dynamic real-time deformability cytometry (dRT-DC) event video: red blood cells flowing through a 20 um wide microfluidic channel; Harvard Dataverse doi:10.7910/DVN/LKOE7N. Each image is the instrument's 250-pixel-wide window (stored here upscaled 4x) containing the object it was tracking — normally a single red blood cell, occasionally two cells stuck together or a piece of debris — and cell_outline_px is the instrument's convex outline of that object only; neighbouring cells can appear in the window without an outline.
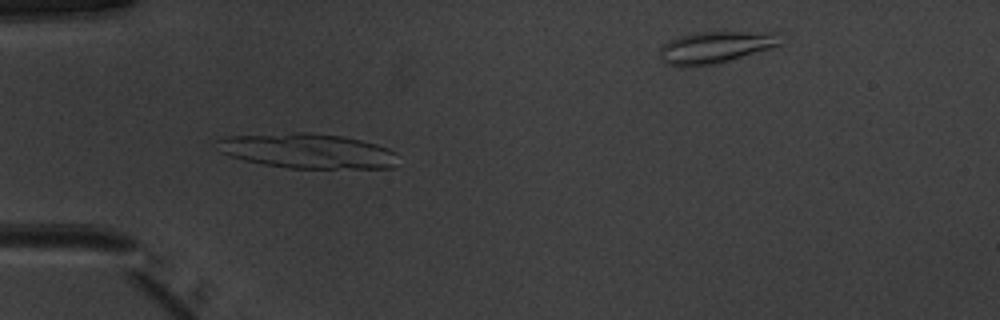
{"species": "common noctule bat (a hibernating species)", "species_latin": "Nyctalus noctula", "temperature_condition": "warm", "stored_images_in_passage": 53, "camera_frame_rate_fps": 3000, "um_per_image_px": 0.085, "animal": {"sex": "male", "body_mass_g": 20.1, "forearm_length_mm": 53.5}, "frame": {"image": 1, "passage_image": 17, "time_ms": 5.333, "image_size_px": [1000, 320], "cell_outline_px": [[396, 152], [392, 168], [288, 168], [264, 164], [244, 160], [220, 152], [216, 148], [216, 140], [228, 136], [296, 132], [312, 132], [344, 136], [376, 144], [388, 148]], "centroid_in_image_um": [26.1, 12.82], "position_along_channel_um": 58.9, "area_um2": 36.7}}
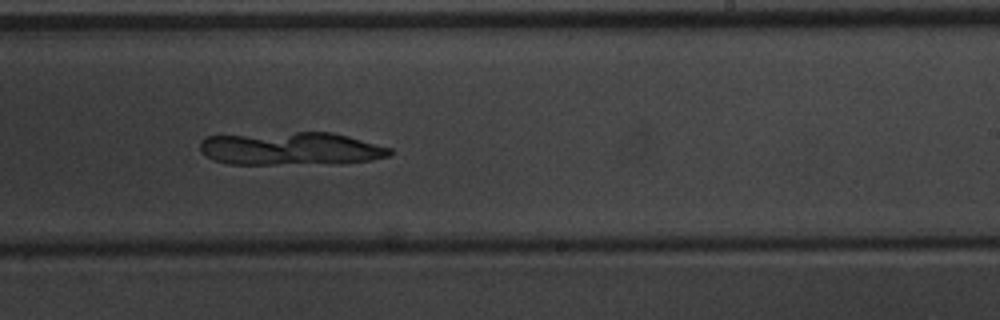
{"frame": {"image": 2, "passage_image": 33, "time_ms": 10.667, "image_size_px": [1000, 320], "cell_outline_px": [[392, 152], [388, 156], [372, 160], [340, 164], [228, 164], [212, 160], [200, 152], [200, 140], [204, 136], [296, 132], [332, 132], [348, 136], [392, 148]], "centroid_in_image_um": [24.71, 12.64], "position_along_channel_um": 264.3, "area_um2": 37.11}}
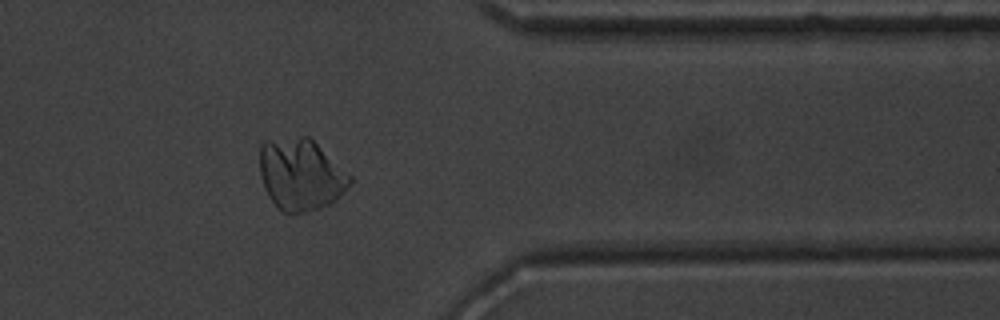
{"frame": {"image": 3, "passage_image": 43, "time_ms": 14.0, "image_size_px": [1000, 320], "cell_outline_px": [[352, 184], [332, 204], [320, 208], [304, 212], [284, 212], [268, 196], [264, 188], [260, 176], [260, 144], [264, 140], [300, 136], [308, 136], [352, 176]], "centroid_in_image_um": [25.57, 14.83], "position_along_channel_um": 385.8, "area_um2": 37.74}}